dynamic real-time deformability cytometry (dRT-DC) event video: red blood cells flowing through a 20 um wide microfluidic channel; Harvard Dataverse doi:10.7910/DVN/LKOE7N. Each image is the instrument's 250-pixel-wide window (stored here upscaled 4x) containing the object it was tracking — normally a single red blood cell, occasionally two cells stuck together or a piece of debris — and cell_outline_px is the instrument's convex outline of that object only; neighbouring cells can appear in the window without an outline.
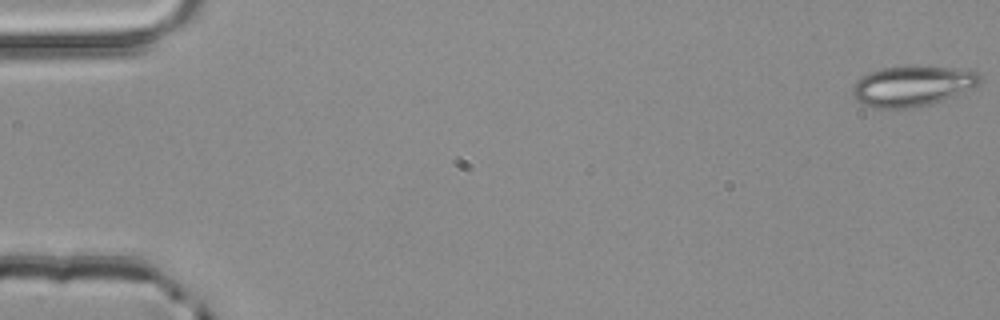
{"species": "common noctule bat (a hibernating species)", "species_latin": "Nyctalus noctula", "temperature_condition": "room temperature", "stored_images_in_passage": 4, "camera_frame_rate_fps": 3000, "um_per_image_px": 0.085, "animal": {"sex": "male", "body_mass_g": 20.4}, "frame": {"image": 1, "passage_image": 1, "time_ms": 0.0, "image_size_px": [1000, 320], "cell_outline_px": [[980, 84], [972, 88], [932, 104], [904, 108], [880, 108], [864, 104], [856, 100], [852, 96], [852, 84], [856, 80], [868, 72], [884, 68], [912, 64], [956, 68], [980, 72]], "centroid_in_image_um": [77.54, 7.27], "position_along_channel_um": 7.5, "area_um2": 30.35}}